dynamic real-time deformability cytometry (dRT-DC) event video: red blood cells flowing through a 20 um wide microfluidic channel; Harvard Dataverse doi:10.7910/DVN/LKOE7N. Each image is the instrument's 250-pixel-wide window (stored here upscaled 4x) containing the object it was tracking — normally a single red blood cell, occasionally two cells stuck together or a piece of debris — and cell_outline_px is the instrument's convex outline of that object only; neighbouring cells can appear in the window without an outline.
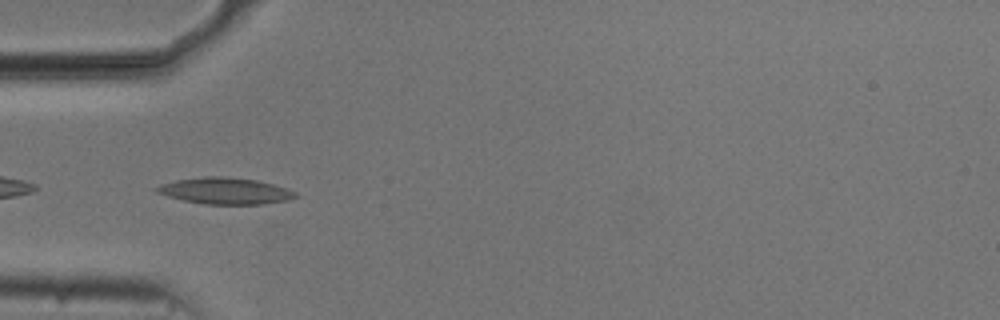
{"species": "common noctule bat (a hibernating species)", "species_latin": "Nyctalus noctula", "temperature_condition": "cold", "stored_images_in_passage": 54, "camera_frame_rate_fps": 3000, "um_per_image_px": 0.085, "animal": {"sex": "male", "body_mass_g": 20.5, "forearm_length_mm": 52.5}, "frame": {"image": 1, "passage_image": 17, "time_ms": 5.333, "image_size_px": [1000, 320], "cell_outline_px": [[296, 196], [288, 200], [264, 204], [204, 204], [184, 200], [168, 196], [156, 192], [152, 188], [160, 184], [176, 180], [204, 176], [224, 176], [256, 180], [288, 188], [296, 192]], "centroid_in_image_um": [19.11, 16.22], "position_along_channel_um": 65.9, "area_um2": 21.39}}
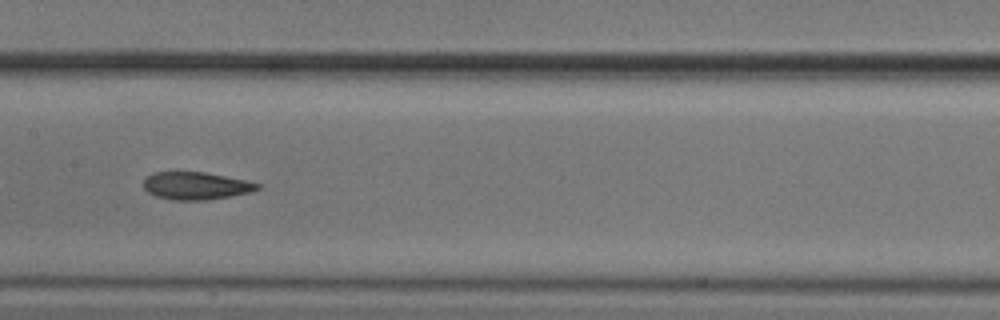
{"frame": {"image": 2, "passage_image": 27, "time_ms": 8.667, "image_size_px": [1000, 320], "cell_outline_px": [[260, 188], [252, 192], [204, 200], [172, 200], [156, 196], [148, 192], [144, 188], [144, 180], [152, 172], [204, 172], [248, 180], [260, 184]], "centroid_in_image_um": [16.67, 15.78], "position_along_channel_um": 190.7, "area_um2": 18.26}}
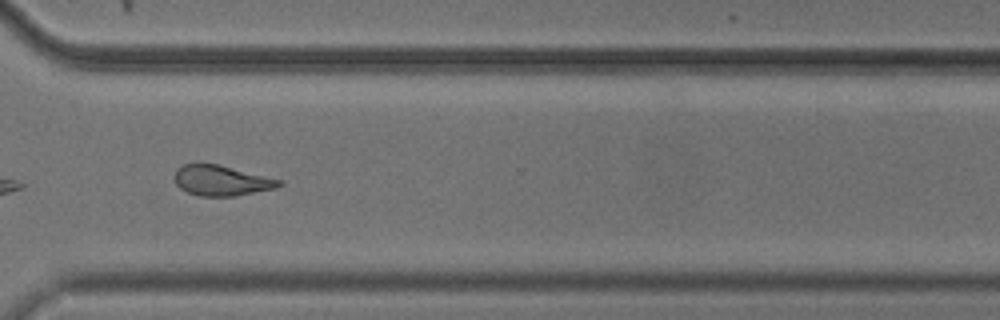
{"frame": {"image": 3, "passage_image": 40, "time_ms": 13.0, "image_size_px": [1000, 320], "cell_outline_px": [[284, 184], [276, 188], [236, 196], [200, 196], [188, 192], [180, 188], [176, 184], [176, 168], [184, 164], [220, 164], [284, 180]], "centroid_in_image_um": [18.89, 15.34], "position_along_channel_um": 351.7, "area_um2": 18.61}, "authors_computed_cell_mechanics": {"area_um2": 19.7676, "velocity_mm_per_s": 3.7306, "shape_relaxation_time_tau1_ms": 4.768, "shape_relaxation_time_tau2_ms": 3.4953, "deformation_change_tau1": 0.1546, "deformation_change_tau2": 0.1187}}